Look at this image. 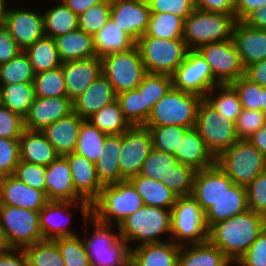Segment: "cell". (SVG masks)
Masks as SVG:
<instances>
[{
  "label": "cell",
  "instance_id": "obj_6",
  "mask_svg": "<svg viewBox=\"0 0 266 266\" xmlns=\"http://www.w3.org/2000/svg\"><path fill=\"white\" fill-rule=\"evenodd\" d=\"M118 231L127 243L140 241L139 245H142L164 242L159 240V235L171 234V209L144 205L125 218Z\"/></svg>",
  "mask_w": 266,
  "mask_h": 266
},
{
  "label": "cell",
  "instance_id": "obj_28",
  "mask_svg": "<svg viewBox=\"0 0 266 266\" xmlns=\"http://www.w3.org/2000/svg\"><path fill=\"white\" fill-rule=\"evenodd\" d=\"M174 156L179 163L190 166L195 171L207 169L216 164V158L208 150L195 127L186 131Z\"/></svg>",
  "mask_w": 266,
  "mask_h": 266
},
{
  "label": "cell",
  "instance_id": "obj_29",
  "mask_svg": "<svg viewBox=\"0 0 266 266\" xmlns=\"http://www.w3.org/2000/svg\"><path fill=\"white\" fill-rule=\"evenodd\" d=\"M247 209L246 187L234 184L205 212L206 226L209 229L213 224L241 214Z\"/></svg>",
  "mask_w": 266,
  "mask_h": 266
},
{
  "label": "cell",
  "instance_id": "obj_21",
  "mask_svg": "<svg viewBox=\"0 0 266 266\" xmlns=\"http://www.w3.org/2000/svg\"><path fill=\"white\" fill-rule=\"evenodd\" d=\"M48 201L44 191L24 184L14 175L0 178V204L40 211Z\"/></svg>",
  "mask_w": 266,
  "mask_h": 266
},
{
  "label": "cell",
  "instance_id": "obj_25",
  "mask_svg": "<svg viewBox=\"0 0 266 266\" xmlns=\"http://www.w3.org/2000/svg\"><path fill=\"white\" fill-rule=\"evenodd\" d=\"M117 94L112 84L101 73L88 88L72 102L73 112L87 119L93 113L115 101Z\"/></svg>",
  "mask_w": 266,
  "mask_h": 266
},
{
  "label": "cell",
  "instance_id": "obj_1",
  "mask_svg": "<svg viewBox=\"0 0 266 266\" xmlns=\"http://www.w3.org/2000/svg\"><path fill=\"white\" fill-rule=\"evenodd\" d=\"M266 227V217L251 209L213 224L208 240L235 262L248 250Z\"/></svg>",
  "mask_w": 266,
  "mask_h": 266
},
{
  "label": "cell",
  "instance_id": "obj_68",
  "mask_svg": "<svg viewBox=\"0 0 266 266\" xmlns=\"http://www.w3.org/2000/svg\"><path fill=\"white\" fill-rule=\"evenodd\" d=\"M105 0H63V2L77 15L85 12L92 5L100 4Z\"/></svg>",
  "mask_w": 266,
  "mask_h": 266
},
{
  "label": "cell",
  "instance_id": "obj_15",
  "mask_svg": "<svg viewBox=\"0 0 266 266\" xmlns=\"http://www.w3.org/2000/svg\"><path fill=\"white\" fill-rule=\"evenodd\" d=\"M45 193L48 200L79 202L81 214L87 224L91 215V204L75 190L70 165L65 156H58L46 166Z\"/></svg>",
  "mask_w": 266,
  "mask_h": 266
},
{
  "label": "cell",
  "instance_id": "obj_22",
  "mask_svg": "<svg viewBox=\"0 0 266 266\" xmlns=\"http://www.w3.org/2000/svg\"><path fill=\"white\" fill-rule=\"evenodd\" d=\"M67 97L75 101L102 73L101 58L92 57L62 63Z\"/></svg>",
  "mask_w": 266,
  "mask_h": 266
},
{
  "label": "cell",
  "instance_id": "obj_67",
  "mask_svg": "<svg viewBox=\"0 0 266 266\" xmlns=\"http://www.w3.org/2000/svg\"><path fill=\"white\" fill-rule=\"evenodd\" d=\"M243 22L251 27L266 30V6L252 11Z\"/></svg>",
  "mask_w": 266,
  "mask_h": 266
},
{
  "label": "cell",
  "instance_id": "obj_10",
  "mask_svg": "<svg viewBox=\"0 0 266 266\" xmlns=\"http://www.w3.org/2000/svg\"><path fill=\"white\" fill-rule=\"evenodd\" d=\"M102 74L119 93L137 89L146 70L137 45L123 52L112 53L101 58Z\"/></svg>",
  "mask_w": 266,
  "mask_h": 266
},
{
  "label": "cell",
  "instance_id": "obj_53",
  "mask_svg": "<svg viewBox=\"0 0 266 266\" xmlns=\"http://www.w3.org/2000/svg\"><path fill=\"white\" fill-rule=\"evenodd\" d=\"M196 171L190 166L179 163L168 176V182H163L177 196H189L193 190Z\"/></svg>",
  "mask_w": 266,
  "mask_h": 266
},
{
  "label": "cell",
  "instance_id": "obj_45",
  "mask_svg": "<svg viewBox=\"0 0 266 266\" xmlns=\"http://www.w3.org/2000/svg\"><path fill=\"white\" fill-rule=\"evenodd\" d=\"M35 73L28 55L21 51L13 59L0 64V83L10 85L22 82H33Z\"/></svg>",
  "mask_w": 266,
  "mask_h": 266
},
{
  "label": "cell",
  "instance_id": "obj_61",
  "mask_svg": "<svg viewBox=\"0 0 266 266\" xmlns=\"http://www.w3.org/2000/svg\"><path fill=\"white\" fill-rule=\"evenodd\" d=\"M238 266H266V227L236 261Z\"/></svg>",
  "mask_w": 266,
  "mask_h": 266
},
{
  "label": "cell",
  "instance_id": "obj_58",
  "mask_svg": "<svg viewBox=\"0 0 266 266\" xmlns=\"http://www.w3.org/2000/svg\"><path fill=\"white\" fill-rule=\"evenodd\" d=\"M14 176L24 184L45 192L46 166L20 161Z\"/></svg>",
  "mask_w": 266,
  "mask_h": 266
},
{
  "label": "cell",
  "instance_id": "obj_3",
  "mask_svg": "<svg viewBox=\"0 0 266 266\" xmlns=\"http://www.w3.org/2000/svg\"><path fill=\"white\" fill-rule=\"evenodd\" d=\"M235 14L195 10L184 20L183 39L189 50L232 39Z\"/></svg>",
  "mask_w": 266,
  "mask_h": 266
},
{
  "label": "cell",
  "instance_id": "obj_19",
  "mask_svg": "<svg viewBox=\"0 0 266 266\" xmlns=\"http://www.w3.org/2000/svg\"><path fill=\"white\" fill-rule=\"evenodd\" d=\"M150 15L147 0L120 1L111 4L110 18L135 42L145 34Z\"/></svg>",
  "mask_w": 266,
  "mask_h": 266
},
{
  "label": "cell",
  "instance_id": "obj_37",
  "mask_svg": "<svg viewBox=\"0 0 266 266\" xmlns=\"http://www.w3.org/2000/svg\"><path fill=\"white\" fill-rule=\"evenodd\" d=\"M24 52L28 55L34 73H41L62 66L55 39L44 36L28 46Z\"/></svg>",
  "mask_w": 266,
  "mask_h": 266
},
{
  "label": "cell",
  "instance_id": "obj_51",
  "mask_svg": "<svg viewBox=\"0 0 266 266\" xmlns=\"http://www.w3.org/2000/svg\"><path fill=\"white\" fill-rule=\"evenodd\" d=\"M172 79L169 75L146 73L137 89L144 94L145 106L154 107L170 89Z\"/></svg>",
  "mask_w": 266,
  "mask_h": 266
},
{
  "label": "cell",
  "instance_id": "obj_34",
  "mask_svg": "<svg viewBox=\"0 0 266 266\" xmlns=\"http://www.w3.org/2000/svg\"><path fill=\"white\" fill-rule=\"evenodd\" d=\"M93 40L98 58L126 51L136 45V42L111 18L93 35Z\"/></svg>",
  "mask_w": 266,
  "mask_h": 266
},
{
  "label": "cell",
  "instance_id": "obj_63",
  "mask_svg": "<svg viewBox=\"0 0 266 266\" xmlns=\"http://www.w3.org/2000/svg\"><path fill=\"white\" fill-rule=\"evenodd\" d=\"M195 8L214 13L234 14L235 0H194Z\"/></svg>",
  "mask_w": 266,
  "mask_h": 266
},
{
  "label": "cell",
  "instance_id": "obj_30",
  "mask_svg": "<svg viewBox=\"0 0 266 266\" xmlns=\"http://www.w3.org/2000/svg\"><path fill=\"white\" fill-rule=\"evenodd\" d=\"M20 161L49 166L59 155L41 131L25 129L19 138Z\"/></svg>",
  "mask_w": 266,
  "mask_h": 266
},
{
  "label": "cell",
  "instance_id": "obj_41",
  "mask_svg": "<svg viewBox=\"0 0 266 266\" xmlns=\"http://www.w3.org/2000/svg\"><path fill=\"white\" fill-rule=\"evenodd\" d=\"M88 120L100 131L110 134H123L131 125L124 118L121 107L117 100L93 113Z\"/></svg>",
  "mask_w": 266,
  "mask_h": 266
},
{
  "label": "cell",
  "instance_id": "obj_13",
  "mask_svg": "<svg viewBox=\"0 0 266 266\" xmlns=\"http://www.w3.org/2000/svg\"><path fill=\"white\" fill-rule=\"evenodd\" d=\"M172 87L205 98L220 83L213 76L210 65L197 50H189L185 60L171 75Z\"/></svg>",
  "mask_w": 266,
  "mask_h": 266
},
{
  "label": "cell",
  "instance_id": "obj_23",
  "mask_svg": "<svg viewBox=\"0 0 266 266\" xmlns=\"http://www.w3.org/2000/svg\"><path fill=\"white\" fill-rule=\"evenodd\" d=\"M232 40L244 67L266 59V30L257 29L236 21Z\"/></svg>",
  "mask_w": 266,
  "mask_h": 266
},
{
  "label": "cell",
  "instance_id": "obj_31",
  "mask_svg": "<svg viewBox=\"0 0 266 266\" xmlns=\"http://www.w3.org/2000/svg\"><path fill=\"white\" fill-rule=\"evenodd\" d=\"M74 204H78V202L49 200L39 211V222L43 240L77 236L73 231L68 230V222L67 227L62 223L64 218L61 216L63 211H66V209L68 211V208L70 209L72 205L75 206ZM57 217L61 218L58 219Z\"/></svg>",
  "mask_w": 266,
  "mask_h": 266
},
{
  "label": "cell",
  "instance_id": "obj_2",
  "mask_svg": "<svg viewBox=\"0 0 266 266\" xmlns=\"http://www.w3.org/2000/svg\"><path fill=\"white\" fill-rule=\"evenodd\" d=\"M144 206L143 199L127 179L103 185L99 197L91 204V214L99 221L119 226L130 214Z\"/></svg>",
  "mask_w": 266,
  "mask_h": 266
},
{
  "label": "cell",
  "instance_id": "obj_18",
  "mask_svg": "<svg viewBox=\"0 0 266 266\" xmlns=\"http://www.w3.org/2000/svg\"><path fill=\"white\" fill-rule=\"evenodd\" d=\"M234 184L233 180L215 164L210 168L196 171L191 196L205 213Z\"/></svg>",
  "mask_w": 266,
  "mask_h": 266
},
{
  "label": "cell",
  "instance_id": "obj_70",
  "mask_svg": "<svg viewBox=\"0 0 266 266\" xmlns=\"http://www.w3.org/2000/svg\"><path fill=\"white\" fill-rule=\"evenodd\" d=\"M261 111L266 114V87H262Z\"/></svg>",
  "mask_w": 266,
  "mask_h": 266
},
{
  "label": "cell",
  "instance_id": "obj_60",
  "mask_svg": "<svg viewBox=\"0 0 266 266\" xmlns=\"http://www.w3.org/2000/svg\"><path fill=\"white\" fill-rule=\"evenodd\" d=\"M24 130V118L0 104V137L19 139Z\"/></svg>",
  "mask_w": 266,
  "mask_h": 266
},
{
  "label": "cell",
  "instance_id": "obj_65",
  "mask_svg": "<svg viewBox=\"0 0 266 266\" xmlns=\"http://www.w3.org/2000/svg\"><path fill=\"white\" fill-rule=\"evenodd\" d=\"M266 6V0H235V19L243 21L252 11Z\"/></svg>",
  "mask_w": 266,
  "mask_h": 266
},
{
  "label": "cell",
  "instance_id": "obj_12",
  "mask_svg": "<svg viewBox=\"0 0 266 266\" xmlns=\"http://www.w3.org/2000/svg\"><path fill=\"white\" fill-rule=\"evenodd\" d=\"M195 128L215 158L239 140L235 122L216 111L205 99L198 105Z\"/></svg>",
  "mask_w": 266,
  "mask_h": 266
},
{
  "label": "cell",
  "instance_id": "obj_72",
  "mask_svg": "<svg viewBox=\"0 0 266 266\" xmlns=\"http://www.w3.org/2000/svg\"><path fill=\"white\" fill-rule=\"evenodd\" d=\"M110 4L120 2V1H132V0H107Z\"/></svg>",
  "mask_w": 266,
  "mask_h": 266
},
{
  "label": "cell",
  "instance_id": "obj_73",
  "mask_svg": "<svg viewBox=\"0 0 266 266\" xmlns=\"http://www.w3.org/2000/svg\"><path fill=\"white\" fill-rule=\"evenodd\" d=\"M4 0H0V20H1V12Z\"/></svg>",
  "mask_w": 266,
  "mask_h": 266
},
{
  "label": "cell",
  "instance_id": "obj_52",
  "mask_svg": "<svg viewBox=\"0 0 266 266\" xmlns=\"http://www.w3.org/2000/svg\"><path fill=\"white\" fill-rule=\"evenodd\" d=\"M111 4L105 0L100 4L92 5L85 12L78 15V27L80 30L94 35L109 20Z\"/></svg>",
  "mask_w": 266,
  "mask_h": 266
},
{
  "label": "cell",
  "instance_id": "obj_48",
  "mask_svg": "<svg viewBox=\"0 0 266 266\" xmlns=\"http://www.w3.org/2000/svg\"><path fill=\"white\" fill-rule=\"evenodd\" d=\"M28 266H65L57 244L53 240H43L23 248Z\"/></svg>",
  "mask_w": 266,
  "mask_h": 266
},
{
  "label": "cell",
  "instance_id": "obj_8",
  "mask_svg": "<svg viewBox=\"0 0 266 266\" xmlns=\"http://www.w3.org/2000/svg\"><path fill=\"white\" fill-rule=\"evenodd\" d=\"M216 164L235 184L245 187L266 170V159L248 140L236 141L216 158Z\"/></svg>",
  "mask_w": 266,
  "mask_h": 266
},
{
  "label": "cell",
  "instance_id": "obj_32",
  "mask_svg": "<svg viewBox=\"0 0 266 266\" xmlns=\"http://www.w3.org/2000/svg\"><path fill=\"white\" fill-rule=\"evenodd\" d=\"M122 148V134L106 136L101 155L95 163L96 174L102 185L121 181L119 153Z\"/></svg>",
  "mask_w": 266,
  "mask_h": 266
},
{
  "label": "cell",
  "instance_id": "obj_16",
  "mask_svg": "<svg viewBox=\"0 0 266 266\" xmlns=\"http://www.w3.org/2000/svg\"><path fill=\"white\" fill-rule=\"evenodd\" d=\"M152 150V137L148 128L131 126L122 134V148L119 153L121 181L141 171L143 162Z\"/></svg>",
  "mask_w": 266,
  "mask_h": 266
},
{
  "label": "cell",
  "instance_id": "obj_4",
  "mask_svg": "<svg viewBox=\"0 0 266 266\" xmlns=\"http://www.w3.org/2000/svg\"><path fill=\"white\" fill-rule=\"evenodd\" d=\"M88 220L93 222L94 232L90 238L85 237L84 244L91 266H130L131 249L120 232H111L112 224L101 222L92 214Z\"/></svg>",
  "mask_w": 266,
  "mask_h": 266
},
{
  "label": "cell",
  "instance_id": "obj_71",
  "mask_svg": "<svg viewBox=\"0 0 266 266\" xmlns=\"http://www.w3.org/2000/svg\"><path fill=\"white\" fill-rule=\"evenodd\" d=\"M6 248H7V246L5 245L4 239H3L2 234L0 232V253H2Z\"/></svg>",
  "mask_w": 266,
  "mask_h": 266
},
{
  "label": "cell",
  "instance_id": "obj_62",
  "mask_svg": "<svg viewBox=\"0 0 266 266\" xmlns=\"http://www.w3.org/2000/svg\"><path fill=\"white\" fill-rule=\"evenodd\" d=\"M23 51L7 28L0 23V64L6 63Z\"/></svg>",
  "mask_w": 266,
  "mask_h": 266
},
{
  "label": "cell",
  "instance_id": "obj_59",
  "mask_svg": "<svg viewBox=\"0 0 266 266\" xmlns=\"http://www.w3.org/2000/svg\"><path fill=\"white\" fill-rule=\"evenodd\" d=\"M151 13H172L185 20L194 10V0H147Z\"/></svg>",
  "mask_w": 266,
  "mask_h": 266
},
{
  "label": "cell",
  "instance_id": "obj_47",
  "mask_svg": "<svg viewBox=\"0 0 266 266\" xmlns=\"http://www.w3.org/2000/svg\"><path fill=\"white\" fill-rule=\"evenodd\" d=\"M152 137V148L174 155L189 128L177 125L144 126Z\"/></svg>",
  "mask_w": 266,
  "mask_h": 266
},
{
  "label": "cell",
  "instance_id": "obj_14",
  "mask_svg": "<svg viewBox=\"0 0 266 266\" xmlns=\"http://www.w3.org/2000/svg\"><path fill=\"white\" fill-rule=\"evenodd\" d=\"M197 51L210 65L213 76L220 84H231L244 76L245 67L232 39L209 43Z\"/></svg>",
  "mask_w": 266,
  "mask_h": 266
},
{
  "label": "cell",
  "instance_id": "obj_54",
  "mask_svg": "<svg viewBox=\"0 0 266 266\" xmlns=\"http://www.w3.org/2000/svg\"><path fill=\"white\" fill-rule=\"evenodd\" d=\"M231 85L237 91L243 109L261 111L262 87L259 84L241 76Z\"/></svg>",
  "mask_w": 266,
  "mask_h": 266
},
{
  "label": "cell",
  "instance_id": "obj_11",
  "mask_svg": "<svg viewBox=\"0 0 266 266\" xmlns=\"http://www.w3.org/2000/svg\"><path fill=\"white\" fill-rule=\"evenodd\" d=\"M171 235L173 242L174 239H179L180 246H184L185 243L196 244L208 240L205 213L191 195L176 198L171 209Z\"/></svg>",
  "mask_w": 266,
  "mask_h": 266
},
{
  "label": "cell",
  "instance_id": "obj_40",
  "mask_svg": "<svg viewBox=\"0 0 266 266\" xmlns=\"http://www.w3.org/2000/svg\"><path fill=\"white\" fill-rule=\"evenodd\" d=\"M118 101L124 118L131 126H144L149 118L152 108L145 106L144 94L138 89L119 93Z\"/></svg>",
  "mask_w": 266,
  "mask_h": 266
},
{
  "label": "cell",
  "instance_id": "obj_36",
  "mask_svg": "<svg viewBox=\"0 0 266 266\" xmlns=\"http://www.w3.org/2000/svg\"><path fill=\"white\" fill-rule=\"evenodd\" d=\"M143 199L145 206L172 209L177 196L162 181L142 175L128 179Z\"/></svg>",
  "mask_w": 266,
  "mask_h": 266
},
{
  "label": "cell",
  "instance_id": "obj_20",
  "mask_svg": "<svg viewBox=\"0 0 266 266\" xmlns=\"http://www.w3.org/2000/svg\"><path fill=\"white\" fill-rule=\"evenodd\" d=\"M73 112L72 101L67 96L35 97L27 116L24 118L25 129L42 131L56 120Z\"/></svg>",
  "mask_w": 266,
  "mask_h": 266
},
{
  "label": "cell",
  "instance_id": "obj_7",
  "mask_svg": "<svg viewBox=\"0 0 266 266\" xmlns=\"http://www.w3.org/2000/svg\"><path fill=\"white\" fill-rule=\"evenodd\" d=\"M136 45L146 73L171 76L189 51L184 39H161L141 36Z\"/></svg>",
  "mask_w": 266,
  "mask_h": 266
},
{
  "label": "cell",
  "instance_id": "obj_5",
  "mask_svg": "<svg viewBox=\"0 0 266 266\" xmlns=\"http://www.w3.org/2000/svg\"><path fill=\"white\" fill-rule=\"evenodd\" d=\"M198 95L171 88L152 108L144 126L177 125L193 128L197 109L202 101Z\"/></svg>",
  "mask_w": 266,
  "mask_h": 266
},
{
  "label": "cell",
  "instance_id": "obj_50",
  "mask_svg": "<svg viewBox=\"0 0 266 266\" xmlns=\"http://www.w3.org/2000/svg\"><path fill=\"white\" fill-rule=\"evenodd\" d=\"M53 241L57 244L65 266H91L84 241L78 235Z\"/></svg>",
  "mask_w": 266,
  "mask_h": 266
},
{
  "label": "cell",
  "instance_id": "obj_69",
  "mask_svg": "<svg viewBox=\"0 0 266 266\" xmlns=\"http://www.w3.org/2000/svg\"><path fill=\"white\" fill-rule=\"evenodd\" d=\"M246 140H248L253 146H255L266 159V125L259 128Z\"/></svg>",
  "mask_w": 266,
  "mask_h": 266
},
{
  "label": "cell",
  "instance_id": "obj_43",
  "mask_svg": "<svg viewBox=\"0 0 266 266\" xmlns=\"http://www.w3.org/2000/svg\"><path fill=\"white\" fill-rule=\"evenodd\" d=\"M220 94L212 97L214 90ZM213 91V92H212ZM212 94V95H211ZM211 95V96H210ZM216 111L228 119L236 122L237 117L242 112L239 95L231 84H219L210 90L204 98Z\"/></svg>",
  "mask_w": 266,
  "mask_h": 266
},
{
  "label": "cell",
  "instance_id": "obj_57",
  "mask_svg": "<svg viewBox=\"0 0 266 266\" xmlns=\"http://www.w3.org/2000/svg\"><path fill=\"white\" fill-rule=\"evenodd\" d=\"M248 209L266 217V170L246 186Z\"/></svg>",
  "mask_w": 266,
  "mask_h": 266
},
{
  "label": "cell",
  "instance_id": "obj_35",
  "mask_svg": "<svg viewBox=\"0 0 266 266\" xmlns=\"http://www.w3.org/2000/svg\"><path fill=\"white\" fill-rule=\"evenodd\" d=\"M188 249L181 246L177 266H229L232 264L209 240L190 244Z\"/></svg>",
  "mask_w": 266,
  "mask_h": 266
},
{
  "label": "cell",
  "instance_id": "obj_38",
  "mask_svg": "<svg viewBox=\"0 0 266 266\" xmlns=\"http://www.w3.org/2000/svg\"><path fill=\"white\" fill-rule=\"evenodd\" d=\"M0 89L1 104L25 118L36 97L33 82L1 85Z\"/></svg>",
  "mask_w": 266,
  "mask_h": 266
},
{
  "label": "cell",
  "instance_id": "obj_26",
  "mask_svg": "<svg viewBox=\"0 0 266 266\" xmlns=\"http://www.w3.org/2000/svg\"><path fill=\"white\" fill-rule=\"evenodd\" d=\"M65 157L70 165L75 190L92 204L99 197L103 188L98 180L95 164L75 152Z\"/></svg>",
  "mask_w": 266,
  "mask_h": 266
},
{
  "label": "cell",
  "instance_id": "obj_46",
  "mask_svg": "<svg viewBox=\"0 0 266 266\" xmlns=\"http://www.w3.org/2000/svg\"><path fill=\"white\" fill-rule=\"evenodd\" d=\"M178 164L179 161L174 155L152 148L143 162L139 175L168 182L169 174Z\"/></svg>",
  "mask_w": 266,
  "mask_h": 266
},
{
  "label": "cell",
  "instance_id": "obj_27",
  "mask_svg": "<svg viewBox=\"0 0 266 266\" xmlns=\"http://www.w3.org/2000/svg\"><path fill=\"white\" fill-rule=\"evenodd\" d=\"M170 240L132 248L130 266H177L181 246Z\"/></svg>",
  "mask_w": 266,
  "mask_h": 266
},
{
  "label": "cell",
  "instance_id": "obj_55",
  "mask_svg": "<svg viewBox=\"0 0 266 266\" xmlns=\"http://www.w3.org/2000/svg\"><path fill=\"white\" fill-rule=\"evenodd\" d=\"M265 125V113L260 110L242 109L235 122L237 137L239 140H246Z\"/></svg>",
  "mask_w": 266,
  "mask_h": 266
},
{
  "label": "cell",
  "instance_id": "obj_39",
  "mask_svg": "<svg viewBox=\"0 0 266 266\" xmlns=\"http://www.w3.org/2000/svg\"><path fill=\"white\" fill-rule=\"evenodd\" d=\"M48 9L44 13V32L45 36L53 39L78 29V15L75 14L64 2Z\"/></svg>",
  "mask_w": 266,
  "mask_h": 266
},
{
  "label": "cell",
  "instance_id": "obj_64",
  "mask_svg": "<svg viewBox=\"0 0 266 266\" xmlns=\"http://www.w3.org/2000/svg\"><path fill=\"white\" fill-rule=\"evenodd\" d=\"M14 251H18V255L17 253H12ZM0 266H28V260L24 249L6 248L0 253Z\"/></svg>",
  "mask_w": 266,
  "mask_h": 266
},
{
  "label": "cell",
  "instance_id": "obj_42",
  "mask_svg": "<svg viewBox=\"0 0 266 266\" xmlns=\"http://www.w3.org/2000/svg\"><path fill=\"white\" fill-rule=\"evenodd\" d=\"M107 135L85 119L79 129L75 153L95 164L101 155Z\"/></svg>",
  "mask_w": 266,
  "mask_h": 266
},
{
  "label": "cell",
  "instance_id": "obj_44",
  "mask_svg": "<svg viewBox=\"0 0 266 266\" xmlns=\"http://www.w3.org/2000/svg\"><path fill=\"white\" fill-rule=\"evenodd\" d=\"M184 20L172 13H151L143 36L161 39H183Z\"/></svg>",
  "mask_w": 266,
  "mask_h": 266
},
{
  "label": "cell",
  "instance_id": "obj_56",
  "mask_svg": "<svg viewBox=\"0 0 266 266\" xmlns=\"http://www.w3.org/2000/svg\"><path fill=\"white\" fill-rule=\"evenodd\" d=\"M19 162V139L0 137V178L14 175Z\"/></svg>",
  "mask_w": 266,
  "mask_h": 266
},
{
  "label": "cell",
  "instance_id": "obj_9",
  "mask_svg": "<svg viewBox=\"0 0 266 266\" xmlns=\"http://www.w3.org/2000/svg\"><path fill=\"white\" fill-rule=\"evenodd\" d=\"M0 232L7 248L23 249L43 241L39 211L0 204Z\"/></svg>",
  "mask_w": 266,
  "mask_h": 266
},
{
  "label": "cell",
  "instance_id": "obj_33",
  "mask_svg": "<svg viewBox=\"0 0 266 266\" xmlns=\"http://www.w3.org/2000/svg\"><path fill=\"white\" fill-rule=\"evenodd\" d=\"M54 39L62 62L97 57L94 50L93 35L79 28Z\"/></svg>",
  "mask_w": 266,
  "mask_h": 266
},
{
  "label": "cell",
  "instance_id": "obj_49",
  "mask_svg": "<svg viewBox=\"0 0 266 266\" xmlns=\"http://www.w3.org/2000/svg\"><path fill=\"white\" fill-rule=\"evenodd\" d=\"M33 85L36 97L67 96L62 66L53 70L36 73Z\"/></svg>",
  "mask_w": 266,
  "mask_h": 266
},
{
  "label": "cell",
  "instance_id": "obj_17",
  "mask_svg": "<svg viewBox=\"0 0 266 266\" xmlns=\"http://www.w3.org/2000/svg\"><path fill=\"white\" fill-rule=\"evenodd\" d=\"M4 0L1 22L24 51L36 40L45 36L43 14L24 9H6Z\"/></svg>",
  "mask_w": 266,
  "mask_h": 266
},
{
  "label": "cell",
  "instance_id": "obj_66",
  "mask_svg": "<svg viewBox=\"0 0 266 266\" xmlns=\"http://www.w3.org/2000/svg\"><path fill=\"white\" fill-rule=\"evenodd\" d=\"M244 76L261 87H266V59L246 66Z\"/></svg>",
  "mask_w": 266,
  "mask_h": 266
},
{
  "label": "cell",
  "instance_id": "obj_24",
  "mask_svg": "<svg viewBox=\"0 0 266 266\" xmlns=\"http://www.w3.org/2000/svg\"><path fill=\"white\" fill-rule=\"evenodd\" d=\"M84 120L77 113L71 112L46 126L41 132L59 156H66L75 152L79 129Z\"/></svg>",
  "mask_w": 266,
  "mask_h": 266
}]
</instances>
